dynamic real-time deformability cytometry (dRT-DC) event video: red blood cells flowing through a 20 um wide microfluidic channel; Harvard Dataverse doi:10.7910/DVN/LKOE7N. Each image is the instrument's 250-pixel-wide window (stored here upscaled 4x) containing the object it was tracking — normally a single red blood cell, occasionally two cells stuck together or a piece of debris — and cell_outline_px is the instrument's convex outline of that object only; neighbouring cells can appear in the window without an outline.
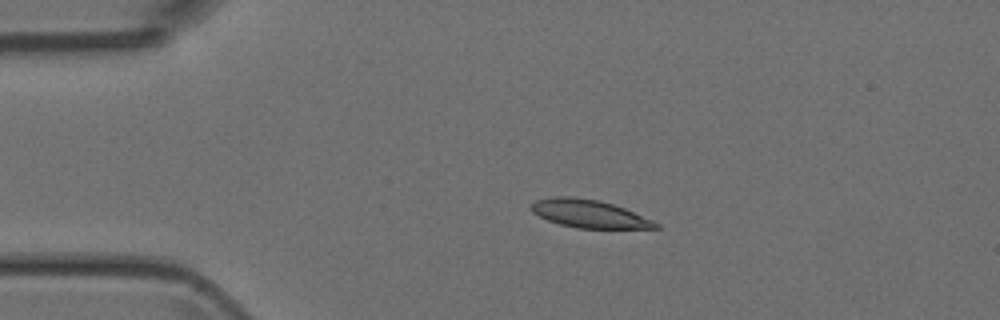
{"species": "Egyptian fruit bat (a non-hibernating species)", "species_latin": "Rousettus aegyptiacus", "temperature_condition": "room temperature", "stored_images_in_passage": 4, "camera_frame_rate_fps": 3000, "um_per_image_px": 0.085, "animal": {"sex": "female"}, "frame": {"image": 1, "passage_image": 3, "time_ms": 2.333, "image_size_px": [1000, 320], "cell_outline_px": [[660, 228], [576, 228], [560, 224], [548, 220], [532, 212], [528, 208], [536, 200], [556, 196], [568, 196], [600, 200], [624, 208], [652, 220], [660, 224]], "centroid_in_image_um": [50.05, 18.16], "position_along_channel_um": 34.9, "area_um2": 20.11}}